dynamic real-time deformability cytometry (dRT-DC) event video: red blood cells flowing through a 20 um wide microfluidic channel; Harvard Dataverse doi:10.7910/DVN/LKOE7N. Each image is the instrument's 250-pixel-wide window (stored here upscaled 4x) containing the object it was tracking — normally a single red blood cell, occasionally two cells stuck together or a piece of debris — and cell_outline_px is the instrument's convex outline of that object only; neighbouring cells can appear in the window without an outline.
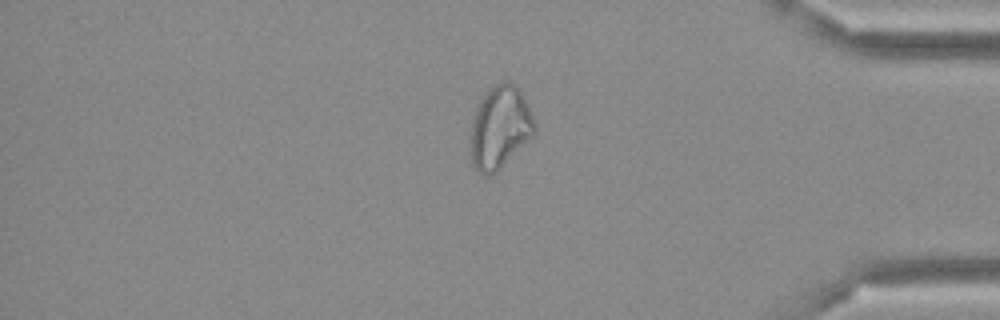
{"species": "Egyptian fruit bat (a non-hibernating species)", "species_latin": "Rousettus aegyptiacus", "temperature_condition": "cold", "stored_images_in_passage": 49, "camera_frame_rate_fps": 3000, "um_per_image_px": 0.085, "frame": {"image": 1, "passage_image": 41, "time_ms": 13.333, "image_size_px": [1000, 320], "cell_outline_px": [[536, 132], [496, 172], [488, 176], [484, 176], [472, 164], [468, 148], [472, 120], [484, 96], [500, 80], [508, 80], [520, 88], [524, 96], [536, 124]], "centroid_in_image_um": [42.48, 10.84], "position_along_channel_um": 392.7, "area_um2": 30.81}}
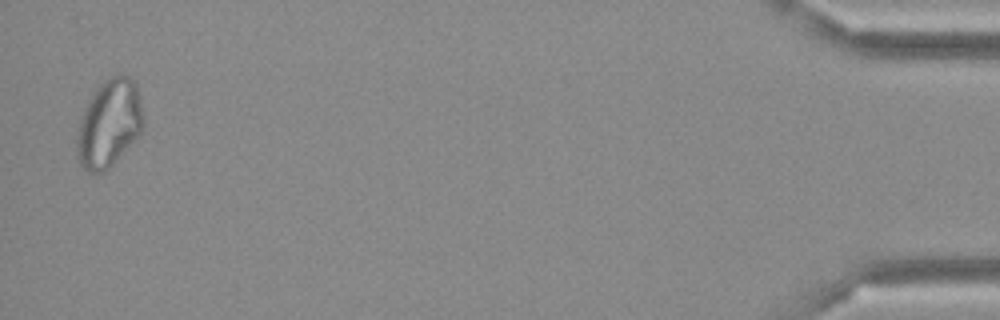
{"frame": {"image": 2, "passage_image": 48, "time_ms": 15.667, "image_size_px": [1000, 320], "cell_outline_px": [[144, 128], [112, 164], [104, 172], [88, 172], [80, 164], [76, 156], [76, 136], [80, 120], [84, 108], [92, 92], [104, 80], [112, 76], [124, 72], [132, 76], [136, 80], [144, 116]], "centroid_in_image_um": [9.28, 10.43], "position_along_channel_um": 425.9, "area_um2": 34.33}}